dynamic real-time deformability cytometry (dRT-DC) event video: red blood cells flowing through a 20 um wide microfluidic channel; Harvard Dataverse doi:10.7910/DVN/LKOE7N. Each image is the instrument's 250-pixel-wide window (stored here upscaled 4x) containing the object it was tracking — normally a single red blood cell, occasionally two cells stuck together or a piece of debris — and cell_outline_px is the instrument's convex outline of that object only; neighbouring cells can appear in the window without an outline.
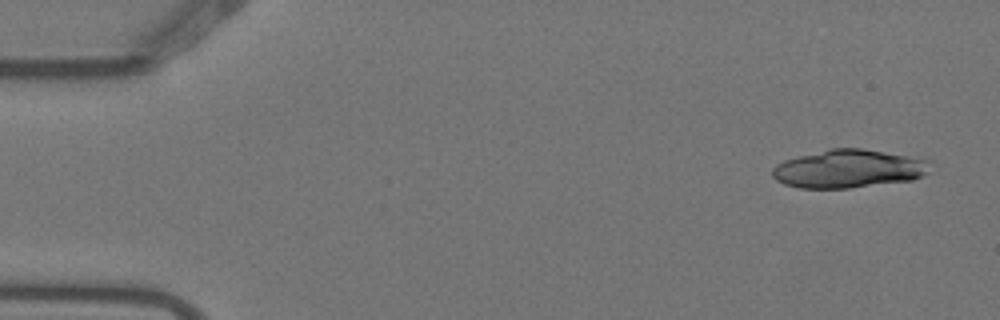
{"species": "Egyptian fruit bat (a non-hibernating species)", "species_latin": "Rousettus aegyptiacus", "temperature_condition": "warm", "stored_images_in_passage": 5, "camera_frame_rate_fps": 3000, "um_per_image_px": 0.085, "animal": {"sex": "female"}, "frame": {"image": 1, "passage_image": 1, "time_ms": 0.0, "image_size_px": [1000, 320], "cell_outline_px": [[932, 160], [928, 172], [924, 176], [912, 180], [848, 188], [800, 188], [784, 184], [776, 180], [772, 176], [772, 168], [776, 164], [784, 160], [832, 148], [860, 148]], "centroid_in_image_um": [72.14, 14.35], "position_along_channel_um": 12.9, "area_um2": 35.08}}